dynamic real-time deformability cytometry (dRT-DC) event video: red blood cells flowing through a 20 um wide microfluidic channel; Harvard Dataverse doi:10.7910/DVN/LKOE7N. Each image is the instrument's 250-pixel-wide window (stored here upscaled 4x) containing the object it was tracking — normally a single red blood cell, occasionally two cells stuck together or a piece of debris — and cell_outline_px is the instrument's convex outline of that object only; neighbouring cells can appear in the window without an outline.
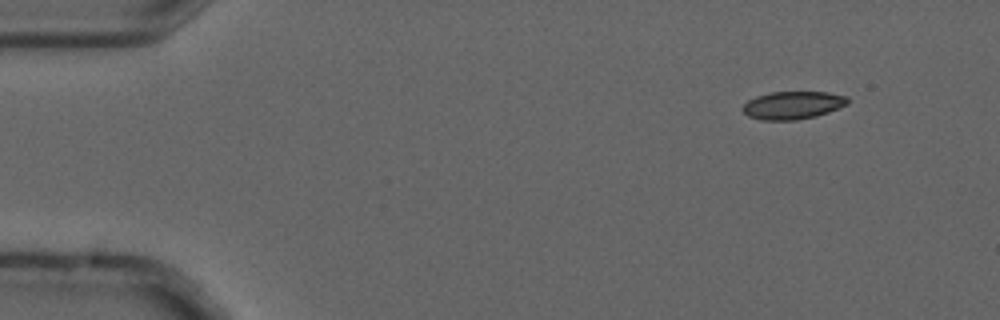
{"species": "common noctule bat (a hibernating species)", "species_latin": "Nyctalus noctula", "temperature_condition": "cold", "stored_images_in_passage": 4, "camera_frame_rate_fps": 3000, "um_per_image_px": 0.085, "animal": {"sex": "male", "forearm_length_mm": 52.5}, "frame": {"image": 1, "passage_image": 2, "time_ms": 0.333, "image_size_px": [1000, 320], "cell_outline_px": [[848, 104], [840, 108], [816, 116], [796, 120], [760, 120], [748, 116], [740, 108], [748, 100], [756, 96], [772, 92], [828, 92], [848, 96]], "centroid_in_image_um": [67.39, 8.94], "position_along_channel_um": 17.6, "area_um2": 17.17}}